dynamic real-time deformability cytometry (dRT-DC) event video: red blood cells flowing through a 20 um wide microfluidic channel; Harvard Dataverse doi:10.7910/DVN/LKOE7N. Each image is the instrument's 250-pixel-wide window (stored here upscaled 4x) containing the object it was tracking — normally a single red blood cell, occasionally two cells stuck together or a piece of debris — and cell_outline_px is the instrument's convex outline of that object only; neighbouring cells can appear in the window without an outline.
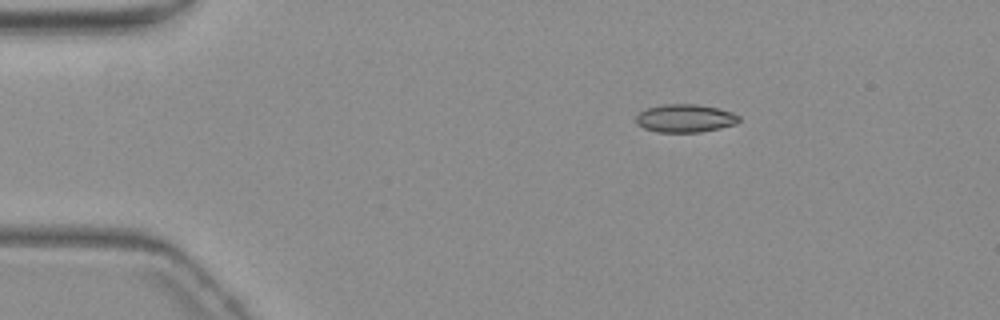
{"species": "common noctule bat (a hibernating species)", "species_latin": "Nyctalus noctula", "temperature_condition": "warm", "stored_images_in_passage": 5, "camera_frame_rate_fps": 3000, "um_per_image_px": 0.085, "animal": {"sex": "female", "body_mass_g": 19.3, "forearm_length_mm": 54.1}, "frame": {"image": 1, "passage_image": 5, "time_ms": 6.333, "image_size_px": [1000, 320], "cell_outline_px": [[740, 120], [736, 124], [720, 128], [700, 132], [656, 132], [644, 128], [636, 124], [636, 116], [640, 112], [648, 108], [664, 104], [696, 104], [720, 108], [732, 112], [740, 116]], "centroid_in_image_um": [58.25, 10.05], "position_along_channel_um": 26.7, "area_um2": 16.94}}